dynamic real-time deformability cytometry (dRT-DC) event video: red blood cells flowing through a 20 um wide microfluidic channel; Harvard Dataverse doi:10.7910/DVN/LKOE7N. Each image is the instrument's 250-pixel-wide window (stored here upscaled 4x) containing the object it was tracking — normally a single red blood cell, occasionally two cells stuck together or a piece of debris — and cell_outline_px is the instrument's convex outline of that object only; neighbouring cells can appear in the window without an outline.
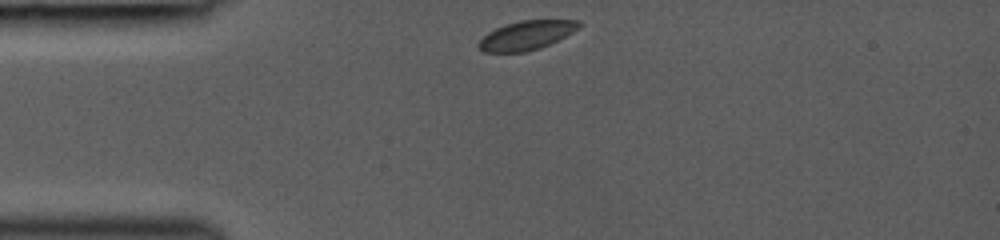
{"species": "common noctule bat (a hibernating species)", "species_latin": "Nyctalus noctula", "temperature_condition": "room temperature", "stored_images_in_passage": 7, "camera_frame_rate_fps": 3000, "um_per_image_px": 0.085, "animal": {"sex": "female", "body_mass_g": 19.0, "forearm_length_mm": 53.3}, "frame": {"image": 1, "passage_image": 1, "time_ms": 0.0, "image_size_px": [1000, 240], "cell_outline_px": [[584, 24], [580, 28], [540, 48], [524, 52], [484, 52], [476, 44], [488, 32], [496, 28], [520, 20], [580, 20]], "centroid_in_image_um": [44.77, 2.99], "position_along_channel_um": 40.2, "area_um2": 16.82}}
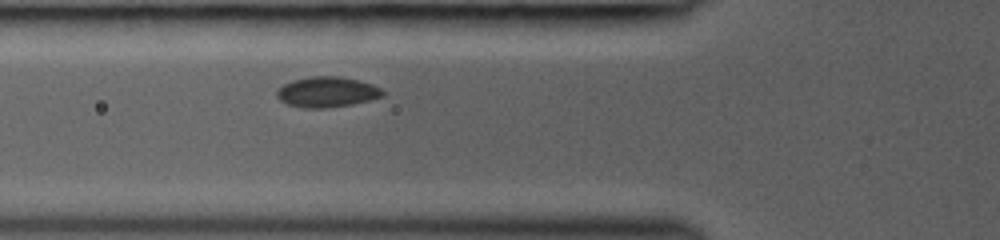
{"frame": {"image": 2, "passage_image": 4, "time_ms": 2.0, "image_size_px": [1000, 240], "cell_outline_px": [[384, 96], [352, 104], [324, 108], [304, 108], [288, 104], [280, 100], [276, 96], [276, 92], [284, 84], [292, 80], [308, 76], [340, 76], [360, 80], [372, 84], [380, 88], [384, 92]], "centroid_in_image_um": [27.79, 7.81], "position_along_channel_um": 98.0, "area_um2": 18.79}}
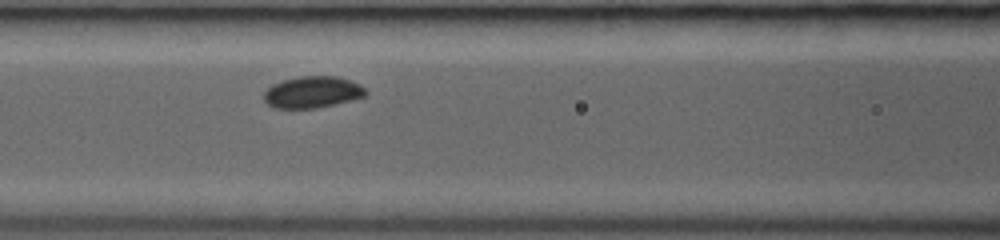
{"frame": {"image": 3, "passage_image": 7, "time_ms": 3.0, "image_size_px": [1000, 240], "cell_outline_px": [[368, 92], [364, 96], [316, 108], [272, 108], [264, 100], [264, 92], [272, 84], [284, 80], [300, 76], [336, 76], [360, 84]], "centroid_in_image_um": [26.52, 7.83], "position_along_channel_um": 140.1, "area_um2": 18.5}}